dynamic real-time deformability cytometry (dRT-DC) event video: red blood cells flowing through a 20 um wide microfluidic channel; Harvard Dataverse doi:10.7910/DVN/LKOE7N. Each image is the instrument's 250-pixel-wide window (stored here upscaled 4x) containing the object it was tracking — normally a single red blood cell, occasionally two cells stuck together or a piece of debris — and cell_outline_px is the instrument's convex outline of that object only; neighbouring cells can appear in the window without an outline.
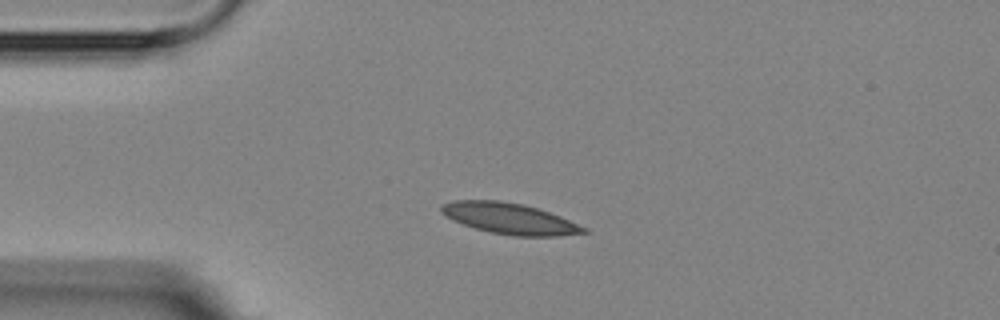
{"species": "Egyptian fruit bat (a non-hibernating species)", "species_latin": "Rousettus aegyptiacus", "temperature_condition": "room temperature", "stored_images_in_passage": 3, "camera_frame_rate_fps": 3000, "um_per_image_px": 0.085, "animal": {"sex": "female"}, "frame": {"image": 1, "passage_image": 2, "time_ms": 1.333, "image_size_px": [1000, 320], "cell_outline_px": [[588, 232], [556, 236], [512, 236], [492, 232], [476, 228], [452, 220], [444, 216], [440, 212], [440, 204], [456, 200], [500, 200], [524, 204], [560, 216], [588, 228]], "centroid_in_image_um": [43.29, 18.57], "position_along_channel_um": 41.7, "area_um2": 25.66}}